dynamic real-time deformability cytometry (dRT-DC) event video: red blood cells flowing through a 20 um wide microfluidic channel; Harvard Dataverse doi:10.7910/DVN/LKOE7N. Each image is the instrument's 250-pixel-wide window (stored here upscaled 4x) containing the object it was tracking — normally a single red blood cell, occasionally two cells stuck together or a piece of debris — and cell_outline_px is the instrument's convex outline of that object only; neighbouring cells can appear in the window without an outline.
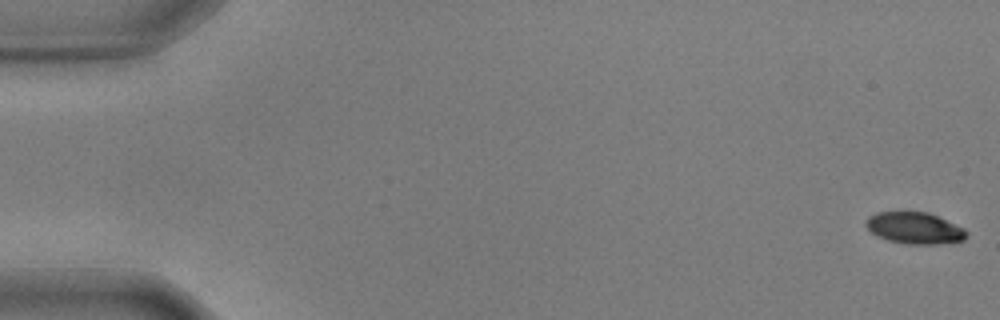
{"species": "common noctule bat (a hibernating species)", "species_latin": "Nyctalus noctula", "temperature_condition": "warm", "stored_images_in_passage": 57, "camera_frame_rate_fps": 3000, "um_per_image_px": 0.085, "animal": {"sex": "male", "body_mass_g": 17.9, "forearm_length_mm": 54.2}, "frame": {"image": 1, "passage_image": 1, "time_ms": 0.0, "image_size_px": [1000, 320], "cell_outline_px": [[968, 236], [964, 240], [940, 244], [908, 244], [888, 240], [872, 232], [864, 224], [864, 220], [868, 216], [876, 212], [928, 212], [964, 228], [968, 232]], "centroid_in_image_um": [77.75, 19.38], "position_along_channel_um": 7.3, "area_um2": 18.5}}
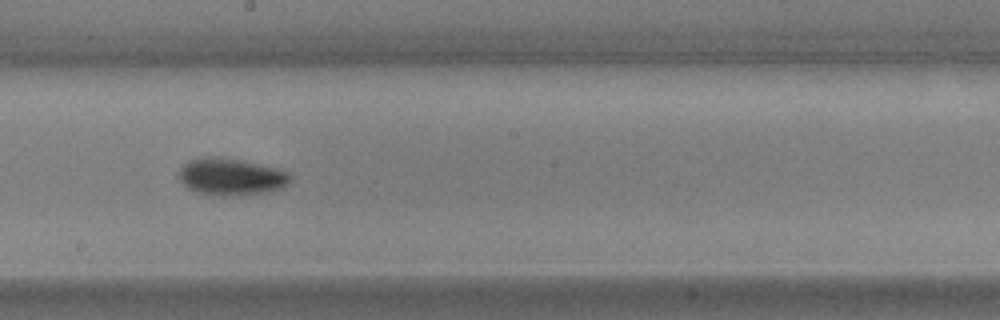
{"frame": {"image": 2, "passage_image": 32, "time_ms": 10.333, "image_size_px": [1000, 320], "cell_outline_px": [[292, 180], [284, 188], [268, 192], [236, 196], [224, 196], [196, 192], [188, 188], [176, 176], [176, 172], [188, 160], [200, 156], [224, 156], [244, 160], [276, 168], [288, 172], [292, 176]], "centroid_in_image_um": [19.63, 15.0], "position_along_channel_um": 228.6, "area_um2": 24.8}}
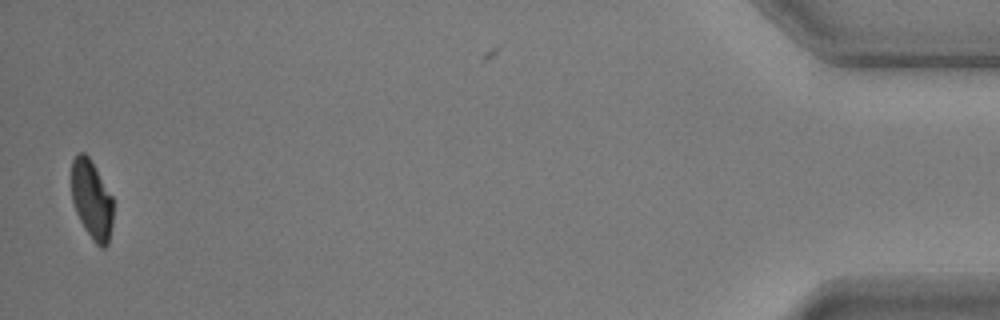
{"frame": {"image": 3, "passage_image": 56, "time_ms": 18.333, "image_size_px": [1000, 320], "cell_outline_px": [[112, 224], [108, 244], [104, 248], [100, 248], [92, 240], [84, 228], [76, 212], [72, 200], [72, 160], [80, 152], [84, 152], [88, 156], [96, 168], [112, 196]], "centroid_in_image_um": [7.8, 17.0], "position_along_channel_um": 427.4, "area_um2": 19.07}}